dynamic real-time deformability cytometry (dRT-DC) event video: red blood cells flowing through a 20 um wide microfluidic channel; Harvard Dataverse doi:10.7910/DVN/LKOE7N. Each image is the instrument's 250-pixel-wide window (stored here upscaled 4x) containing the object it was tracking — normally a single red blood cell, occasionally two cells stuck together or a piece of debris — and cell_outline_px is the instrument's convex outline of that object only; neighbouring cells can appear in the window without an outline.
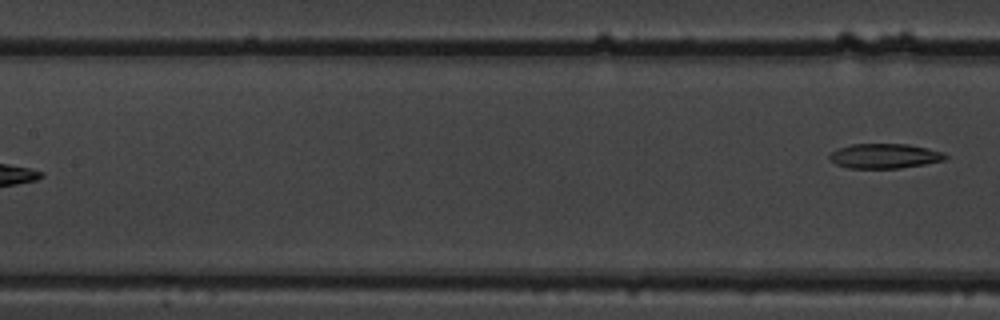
{"species": "common noctule bat (a hibernating species)", "species_latin": "Nyctalus noctula", "temperature_condition": "warm", "stored_images_in_passage": 7, "segment_of_instrument_passage": [2, 2], "camera_frame_rate_fps": 3000, "um_per_image_px": 0.085, "animal": {"sex": "male", "body_mass_g": 19.5, "forearm_length_mm": 54.6}, "frame": {"image": 1, "passage_image": 7, "time_ms": 2.0, "image_size_px": [1000, 320], "cell_outline_px": [[948, 156], [944, 160], [924, 164], [900, 168], [848, 168], [836, 164], [828, 156], [832, 152], [840, 148], [852, 144], [908, 144], [928, 148], [944, 152]], "centroid_in_image_um": [75.22, 13.26], "position_along_channel_um": 132.2, "area_um2": 16.59}}